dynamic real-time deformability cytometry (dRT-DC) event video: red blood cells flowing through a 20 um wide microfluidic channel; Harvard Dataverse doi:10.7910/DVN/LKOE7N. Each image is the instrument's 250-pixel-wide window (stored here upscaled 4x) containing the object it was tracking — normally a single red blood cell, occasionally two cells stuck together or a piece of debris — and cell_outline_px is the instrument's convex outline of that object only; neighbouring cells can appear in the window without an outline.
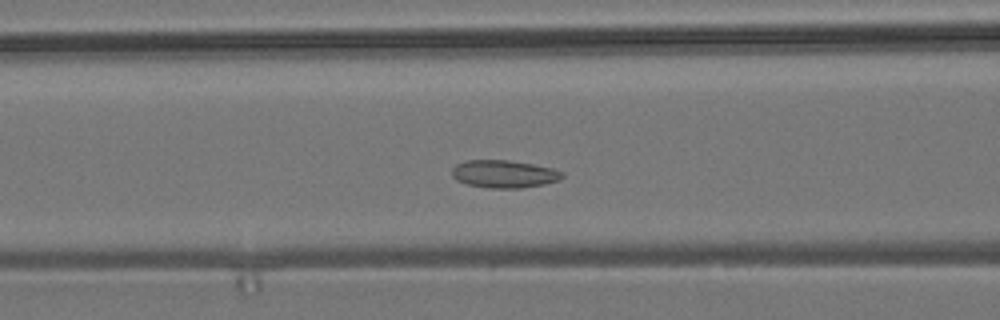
{"species": "common noctule bat (a hibernating species)", "species_latin": "Nyctalus noctula", "temperature_condition": "room temperature", "stored_images_in_passage": 53, "camera_frame_rate_fps": 3000, "um_per_image_px": 0.085, "animal": {"sex": "male", "body_mass_g": 19.2, "forearm_length_mm": 51.8}, "frame": {"image": 1, "passage_image": 19, "time_ms": 6.0, "image_size_px": [1000, 320], "cell_outline_px": [[564, 176], [560, 180], [544, 184], [520, 188], [488, 188], [468, 184], [456, 180], [452, 176], [452, 168], [456, 164], [468, 160], [508, 160], [532, 164], [552, 168], [564, 172]], "centroid_in_image_um": [42.85, 14.79], "position_along_channel_um": 123.7, "area_um2": 17.8}}
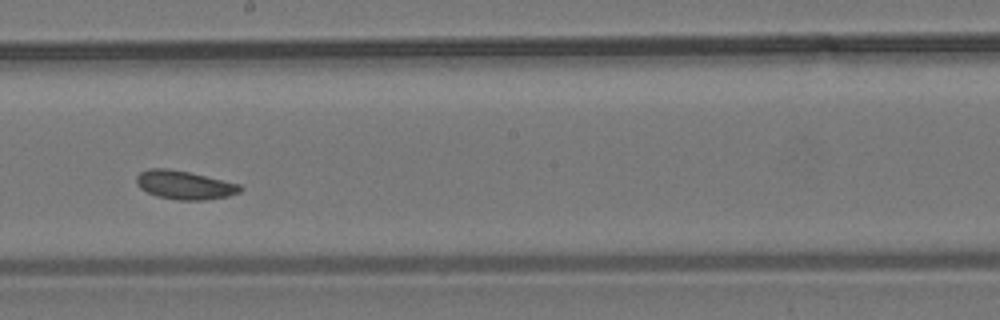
{"frame": {"image": 2, "passage_image": 28, "time_ms": 9.0, "image_size_px": [1000, 320], "cell_outline_px": [[244, 188], [240, 192], [228, 196], [204, 200], [180, 200], [156, 196], [140, 188], [136, 184], [136, 176], [140, 172], [148, 168], [168, 168], [188, 172], [240, 184]], "centroid_in_image_um": [15.67, 15.72], "position_along_channel_um": 232.5, "area_um2": 17.28}}
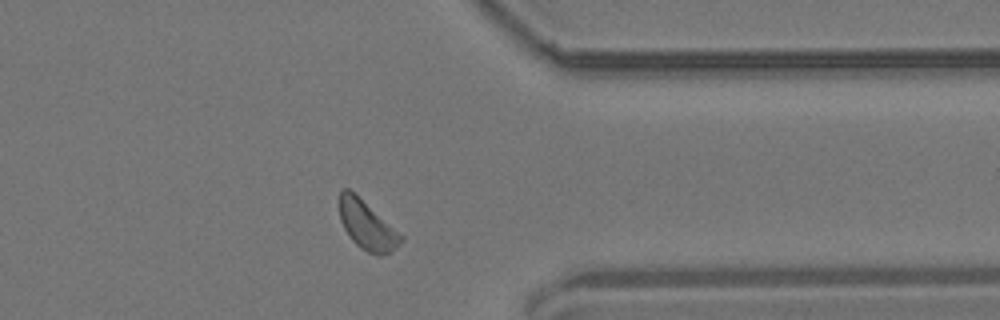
{"frame": {"image": 3, "passage_image": 41, "time_ms": 13.333, "image_size_px": [1000, 320], "cell_outline_px": [[404, 240], [388, 252], [380, 256], [376, 256], [360, 248], [352, 240], [344, 228], [340, 220], [340, 188], [348, 188], [404, 236]], "centroid_in_image_um": [31.19, 19.16], "position_along_channel_um": 380.2, "area_um2": 17.11}, "authors_computed_cell_mechanics": {"area_um2": 17.4556, "velocity_mm_per_s": 3.6306, "shape_relaxation_time_tau1_ms": null, "shape_relaxation_time_tau2_ms": 3.3468, "deformation_change_tau1": null, "deformation_change_tau2": 0.0871}}